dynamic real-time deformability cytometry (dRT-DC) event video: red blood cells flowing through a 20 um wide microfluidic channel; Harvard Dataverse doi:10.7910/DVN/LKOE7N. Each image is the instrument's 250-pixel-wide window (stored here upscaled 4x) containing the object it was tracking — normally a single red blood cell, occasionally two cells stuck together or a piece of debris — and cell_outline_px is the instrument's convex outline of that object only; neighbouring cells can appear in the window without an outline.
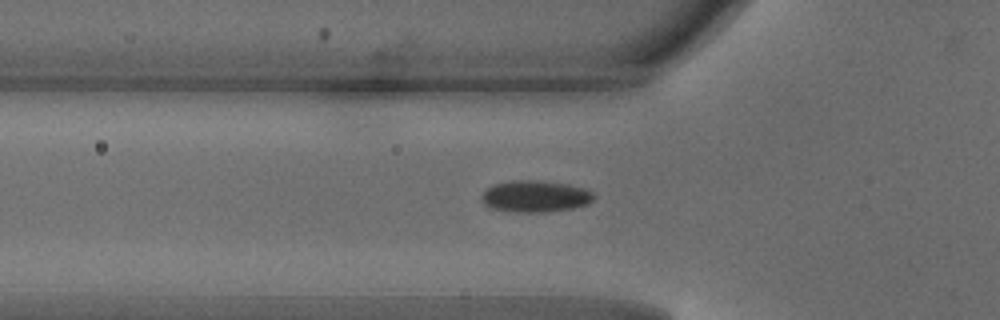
{"species": "common noctule bat (a hibernating species)", "species_latin": "Nyctalus noctula", "temperature_condition": "warm", "stored_images_in_passage": 34, "camera_frame_rate_fps": 3000, "um_per_image_px": 0.085, "animal": {"sex": "male", "body_mass_g": 18.8}, "frame": {"image": 1, "passage_image": 7, "time_ms": 2.0, "image_size_px": [1000, 320], "cell_outline_px": [[596, 196], [588, 204], [576, 208], [544, 212], [508, 212], [492, 208], [484, 204], [480, 196], [488, 188], [496, 184], [512, 180], [536, 180], [568, 184], [584, 188], [592, 192]], "centroid_in_image_um": [45.52, 16.7], "position_along_channel_um": 80.3, "area_um2": 20.81}}
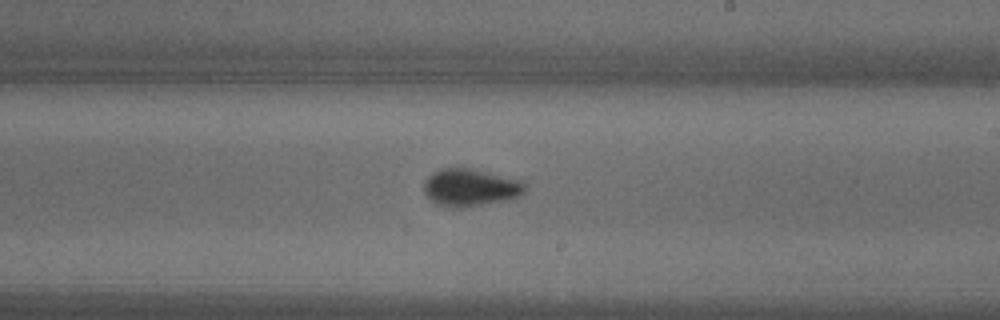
{"frame": {"image": 2, "passage_image": 19, "time_ms": 6.0, "image_size_px": [1000, 320], "cell_outline_px": [[524, 192], [520, 196], [504, 200], [460, 208], [456, 208], [436, 204], [424, 192], [424, 180], [432, 172], [440, 168], [468, 168], [520, 180], [524, 184]], "centroid_in_image_um": [39.92, 15.93], "position_along_channel_um": 249.1, "area_um2": 21.68}}
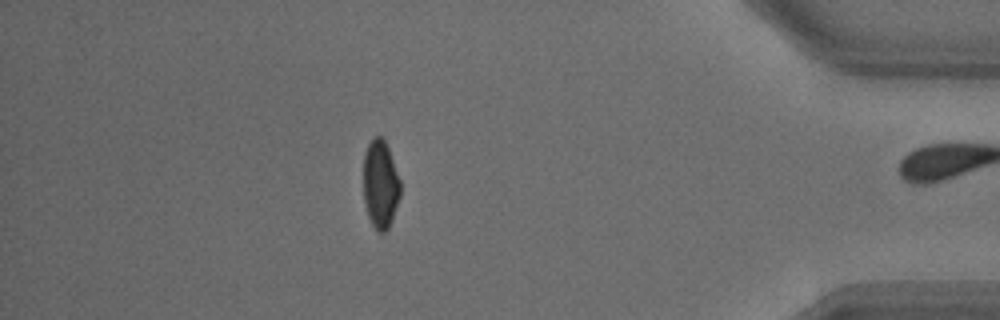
{"frame": {"image": 3, "passage_image": 33, "time_ms": 10.667, "image_size_px": [1000, 320], "cell_outline_px": [[400, 196], [392, 220], [388, 228], [384, 232], [380, 232], [372, 224], [368, 216], [364, 200], [364, 152], [368, 144], [376, 136], [384, 136], [400, 180]], "centroid_in_image_um": [32.34, 15.63], "position_along_channel_um": 402.9, "area_um2": 18.9}, "authors_computed_cell_mechanics": {"area_um2": 20.519, "velocity_mm_per_s": 4.1894, "shape_relaxation_time_tau1_ms": 3.9679, "shape_relaxation_time_tau2_ms": 0.8357, "deformation_change_tau1": 0.1135, "deformation_change_tau2": 0.0475}}